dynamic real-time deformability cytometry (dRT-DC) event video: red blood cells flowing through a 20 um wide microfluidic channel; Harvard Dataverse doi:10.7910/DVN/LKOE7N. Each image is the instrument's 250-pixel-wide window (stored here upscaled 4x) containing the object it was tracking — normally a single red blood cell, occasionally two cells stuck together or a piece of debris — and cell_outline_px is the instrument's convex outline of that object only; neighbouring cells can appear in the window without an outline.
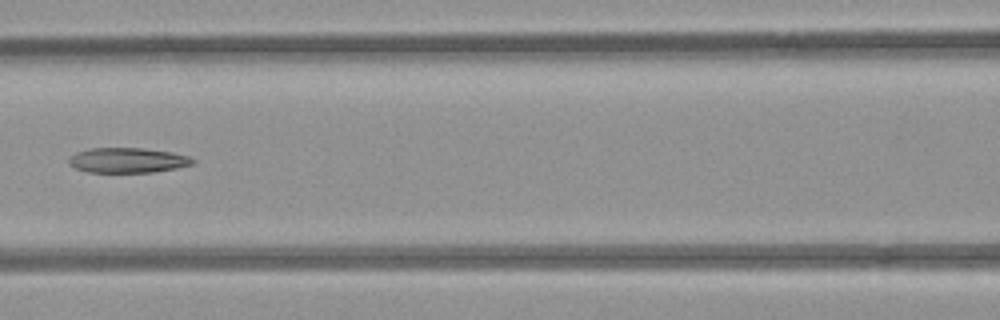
{"species": "common noctule bat (a hibernating species)", "species_latin": "Nyctalus noctula", "temperature_condition": "room temperature", "stored_images_in_passage": 5, "camera_frame_rate_fps": 3000, "um_per_image_px": 0.085, "animal": {"sex": "female", "body_mass_g": 21.9}, "frame": {"image": 1, "passage_image": 4, "time_ms": 4.667, "image_size_px": [1000, 320], "cell_outline_px": [[196, 160], [192, 164], [176, 168], [152, 172], [88, 172], [76, 168], [68, 164], [68, 160], [76, 152], [92, 148], [144, 148], [172, 152], [188, 156]], "centroid_in_image_um": [10.85, 13.62], "position_along_channel_um": 155.8, "area_um2": 17.98}}
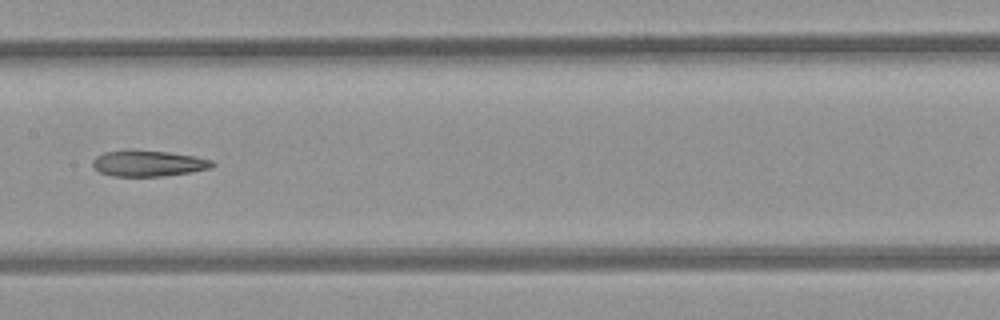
{"frame": {"image": 2, "passage_image": 5, "time_ms": 5.667, "image_size_px": [1000, 320], "cell_outline_px": [[216, 164], [212, 168], [188, 172], [160, 176], [112, 176], [100, 172], [92, 164], [92, 160], [96, 156], [104, 152], [132, 148], [168, 152], [192, 156], [212, 160]], "centroid_in_image_um": [12.57, 13.86], "position_along_channel_um": 194.8, "area_um2": 18.26}}